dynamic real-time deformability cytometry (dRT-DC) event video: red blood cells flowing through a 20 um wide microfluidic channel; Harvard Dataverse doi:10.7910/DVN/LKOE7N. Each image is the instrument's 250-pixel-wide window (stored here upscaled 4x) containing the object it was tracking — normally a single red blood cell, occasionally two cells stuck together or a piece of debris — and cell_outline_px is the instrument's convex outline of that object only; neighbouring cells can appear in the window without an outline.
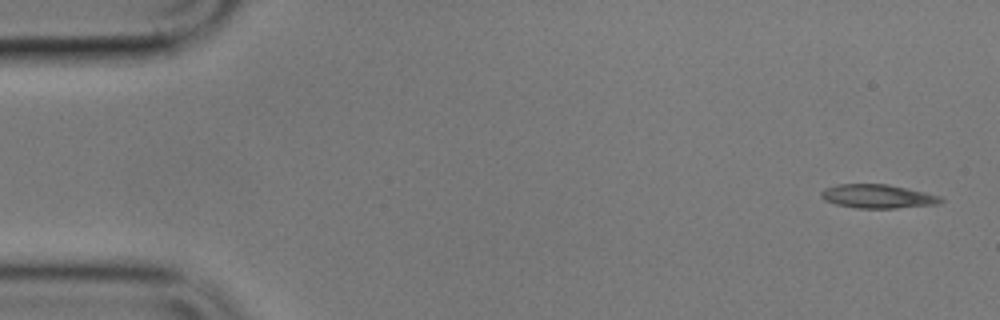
{"species": "common noctule bat (a hibernating species)", "species_latin": "Nyctalus noctula", "temperature_condition": "cold", "stored_images_in_passage": 14, "camera_frame_rate_fps": 3000, "um_per_image_px": 0.085, "animal": {"sex": "male", "body_mass_g": 17.9}, "frame": {"image": 1, "passage_image": 1, "time_ms": 0.0, "image_size_px": [1000, 320], "cell_outline_px": [[944, 200], [936, 204], [896, 208], [856, 208], [836, 204], [824, 200], [820, 196], [820, 192], [824, 188], [836, 184], [888, 184], [924, 192], [940, 196]], "centroid_in_image_um": [74.55, 16.68], "position_along_channel_um": 10.5, "area_um2": 16.53}}
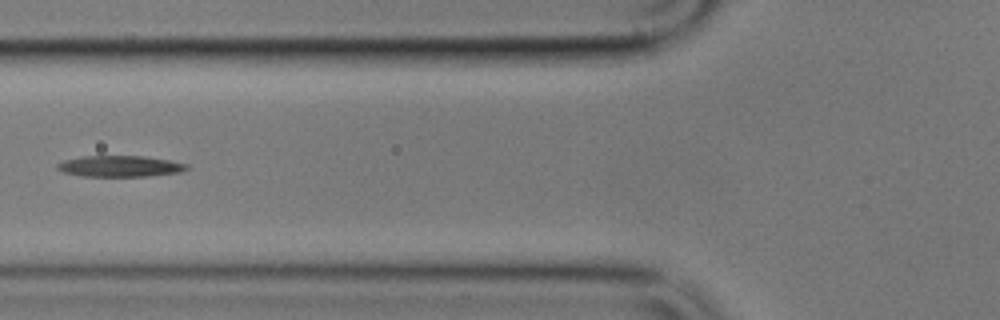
{"frame": {"image": 2, "passage_image": 5, "time_ms": 6.333, "image_size_px": [1000, 320], "cell_outline_px": [[188, 168], [180, 172], [148, 176], [80, 176], [64, 172], [56, 168], [56, 164], [64, 160], [80, 156], [144, 156], [168, 160], [188, 164]], "centroid_in_image_um": [10.16, 14.12], "position_along_channel_um": 115.6, "area_um2": 15.9}}
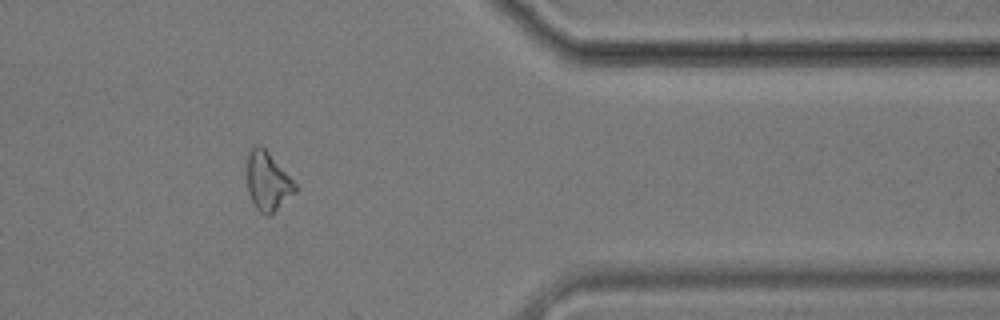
{"frame": {"image": 3, "passage_image": 12, "time_ms": 14.667, "image_size_px": [1000, 320], "cell_outline_px": [[300, 188], [296, 192], [268, 216], [260, 212], [256, 208], [248, 192], [248, 152], [256, 144], [260, 144], [268, 152]], "centroid_in_image_um": [22.77, 15.41], "position_along_channel_um": 388.6, "area_um2": 16.18}}